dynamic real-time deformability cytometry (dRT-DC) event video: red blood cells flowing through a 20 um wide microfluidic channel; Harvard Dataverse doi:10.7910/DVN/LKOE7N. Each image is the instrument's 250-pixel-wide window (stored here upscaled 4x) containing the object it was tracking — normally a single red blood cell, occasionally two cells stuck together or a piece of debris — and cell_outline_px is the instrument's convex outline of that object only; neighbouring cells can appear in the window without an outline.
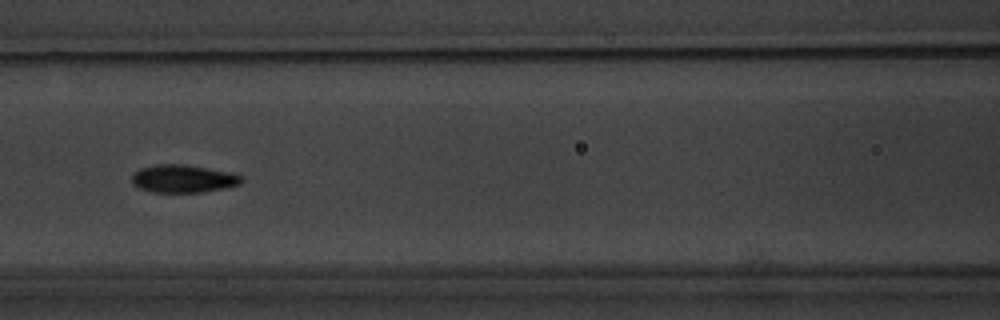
{"species": "common noctule bat (a hibernating species)", "species_latin": "Nyctalus noctula", "temperature_condition": "warm", "stored_images_in_passage": 9, "camera_frame_rate_fps": 3000, "um_per_image_px": 0.085, "animal": {"sex": "male", "body_mass_g": 20.1, "forearm_length_mm": 53.5}, "frame": {"image": 1, "passage_image": 7, "time_ms": 8.667, "image_size_px": [1000, 320], "cell_outline_px": [[244, 180], [240, 184], [224, 188], [204, 192], [152, 192], [140, 188], [132, 184], [132, 176], [140, 168], [156, 164], [184, 164], [232, 172], [240, 176]], "centroid_in_image_um": [15.58, 15.18], "position_along_channel_um": 151.0, "area_um2": 17.8}}
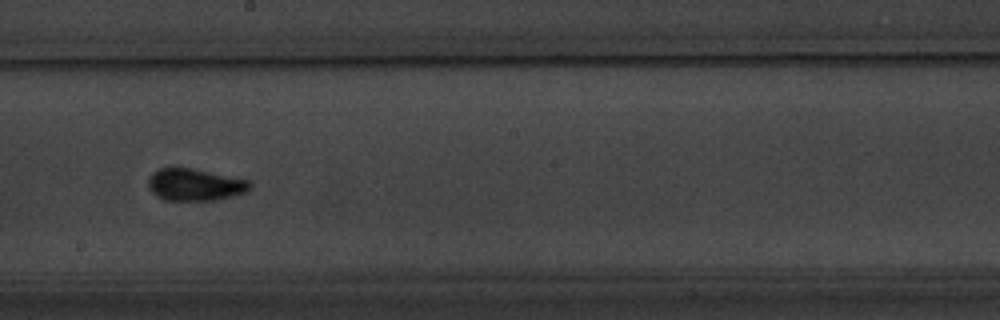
{"frame": {"image": 2, "passage_image": 9, "time_ms": 11.0, "image_size_px": [1000, 320], "cell_outline_px": [[252, 188], [248, 192], [216, 200], [164, 200], [152, 192], [148, 184], [148, 176], [152, 172], [160, 168], [192, 168], [248, 180], [252, 184]], "centroid_in_image_um": [16.58, 15.7], "position_along_channel_um": 231.6, "area_um2": 19.02}}